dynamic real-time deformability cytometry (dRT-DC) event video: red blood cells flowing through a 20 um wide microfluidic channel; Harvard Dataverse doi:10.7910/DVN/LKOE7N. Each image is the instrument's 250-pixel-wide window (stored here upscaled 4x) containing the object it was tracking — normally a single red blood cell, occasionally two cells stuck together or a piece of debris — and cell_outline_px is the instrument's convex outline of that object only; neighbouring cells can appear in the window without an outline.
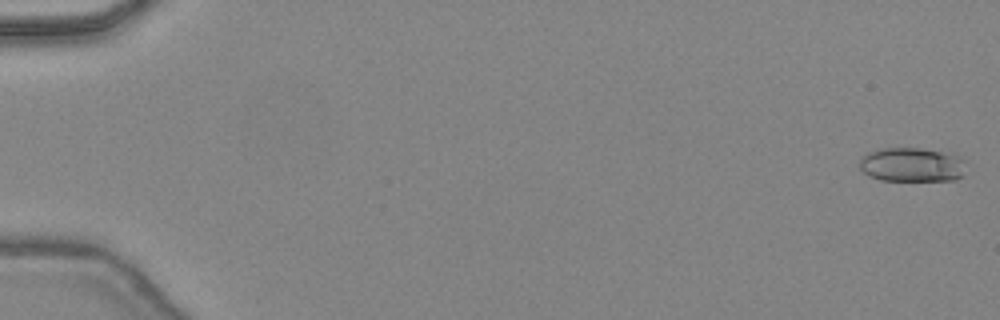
{"species": "common noctule bat (a hibernating species)", "species_latin": "Nyctalus noctula", "temperature_condition": "warm", "stored_images_in_passage": 47, "camera_frame_rate_fps": 3000, "um_per_image_px": 0.085, "animal": {"sex": "female", "body_mass_g": 24.6, "forearm_length_mm": 56.2}, "frame": {"image": 1, "passage_image": 1, "time_ms": 0.0, "image_size_px": [1000, 320], "cell_outline_px": [[968, 160], [960, 176], [956, 180], [880, 180], [868, 176], [860, 168], [860, 156], [868, 152], [880, 148], [920, 148], [948, 152], [960, 156]], "centroid_in_image_um": [77.52, 13.98], "position_along_channel_um": 7.5, "area_um2": 21.56}}
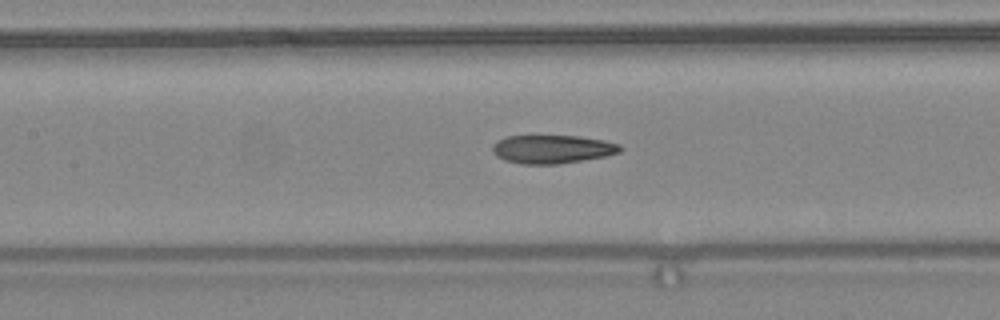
{"frame": {"image": 2, "passage_image": 23, "time_ms": 7.333, "image_size_px": [1000, 320], "cell_outline_px": [[624, 148], [620, 152], [608, 156], [584, 160], [556, 164], [520, 164], [504, 160], [496, 156], [492, 152], [492, 148], [500, 140], [508, 136], [576, 136], [604, 140], [620, 144]], "centroid_in_image_um": [46.99, 12.69], "position_along_channel_um": 160.4, "area_um2": 21.15}}
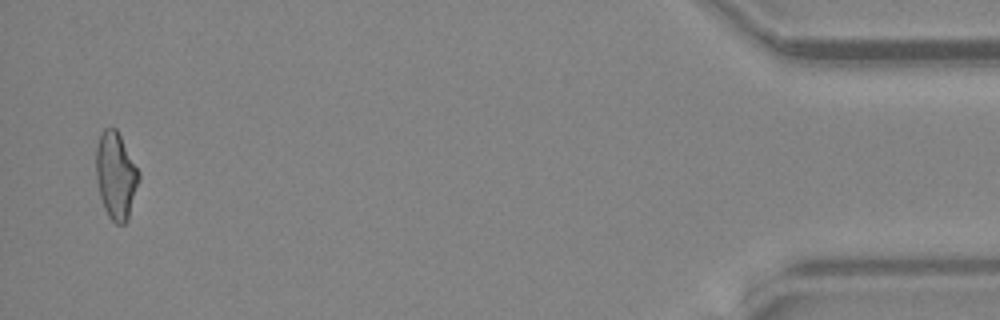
{"frame": {"image": 3, "passage_image": 46, "time_ms": 15.0, "image_size_px": [1000, 320], "cell_outline_px": [[140, 180], [128, 220], [124, 224], [116, 224], [108, 216], [104, 208], [100, 196], [96, 180], [96, 148], [100, 136], [104, 128], [116, 128], [140, 172]], "centroid_in_image_um": [9.86, 14.95], "position_along_channel_um": 425.3, "area_um2": 21.79}, "authors_computed_cell_mechanics": {"area_um2": 21.5016, "velocity_mm_per_s": 4.4971, "shape_relaxation_time_tau1_ms": 9.0345, "shape_relaxation_time_tau2_ms": 1.7066, "deformation_change_tau1": 0.2592, "deformation_change_tau2": 0.1032}}